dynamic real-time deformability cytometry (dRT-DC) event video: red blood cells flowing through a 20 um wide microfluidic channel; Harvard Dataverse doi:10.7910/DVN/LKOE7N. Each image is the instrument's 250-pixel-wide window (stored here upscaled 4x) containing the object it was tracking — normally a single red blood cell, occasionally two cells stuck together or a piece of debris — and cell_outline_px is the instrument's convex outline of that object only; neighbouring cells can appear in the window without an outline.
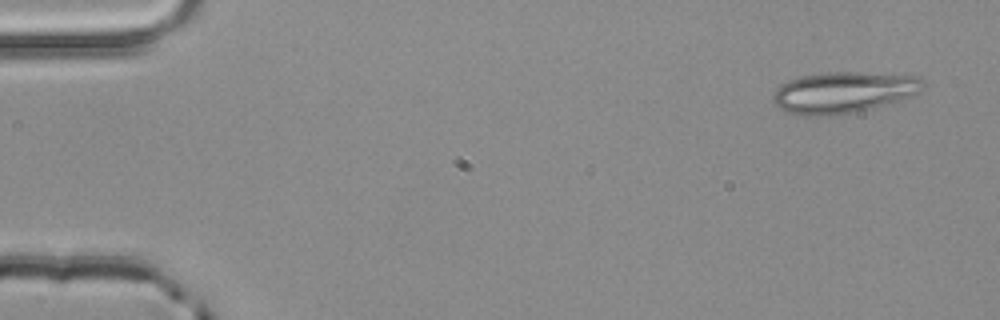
{"species": "common noctule bat (a hibernating species)", "species_latin": "Nyctalus noctula", "temperature_condition": "room temperature", "stored_images_in_passage": 4, "camera_frame_rate_fps": 3000, "um_per_image_px": 0.085, "animal": {"sex": "male", "body_mass_g": 20.4}, "frame": {"image": 1, "passage_image": 1, "time_ms": 0.0, "image_size_px": [1000, 320], "cell_outline_px": [[928, 84], [920, 92], [904, 100], [856, 112], [828, 116], [804, 116], [788, 112], [780, 108], [772, 100], [772, 96], [788, 80], [800, 76], [828, 72], [856, 72], [916, 76]], "centroid_in_image_um": [71.76, 7.86], "position_along_channel_um": 13.2, "area_um2": 36.18}}